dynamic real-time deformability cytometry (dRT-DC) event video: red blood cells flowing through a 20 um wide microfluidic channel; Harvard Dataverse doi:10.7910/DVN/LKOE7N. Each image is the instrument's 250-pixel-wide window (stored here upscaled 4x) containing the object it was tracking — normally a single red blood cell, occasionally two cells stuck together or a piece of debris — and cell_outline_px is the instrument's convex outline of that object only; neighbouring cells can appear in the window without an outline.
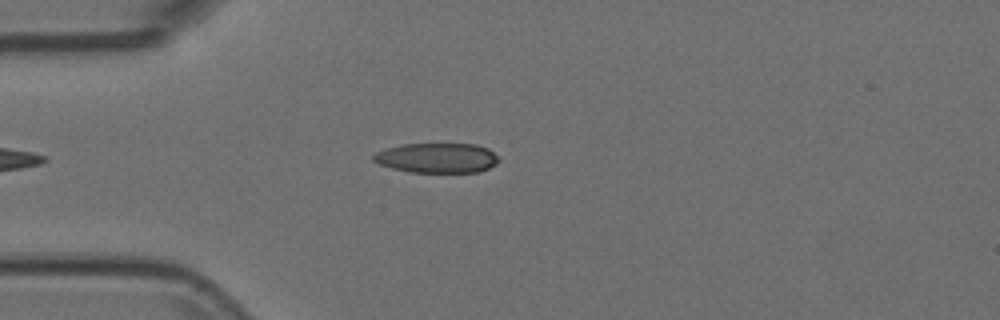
{"species": "Egyptian fruit bat (a non-hibernating species)", "species_latin": "Rousettus aegyptiacus", "temperature_condition": "room temperature", "stored_images_in_passage": 43, "camera_frame_rate_fps": 3000, "um_per_image_px": 0.085, "animal": {"sex": "female"}, "frame": {"image": 1, "passage_image": 7, "time_ms": 2.0, "image_size_px": [1000, 320], "cell_outline_px": [[500, 160], [496, 164], [488, 168], [476, 172], [412, 172], [392, 168], [380, 164], [372, 160], [372, 156], [376, 152], [400, 144], [476, 144], [488, 148]], "centroid_in_image_um": [37.14, 13.42], "position_along_channel_um": 47.9, "area_um2": 21.68}}
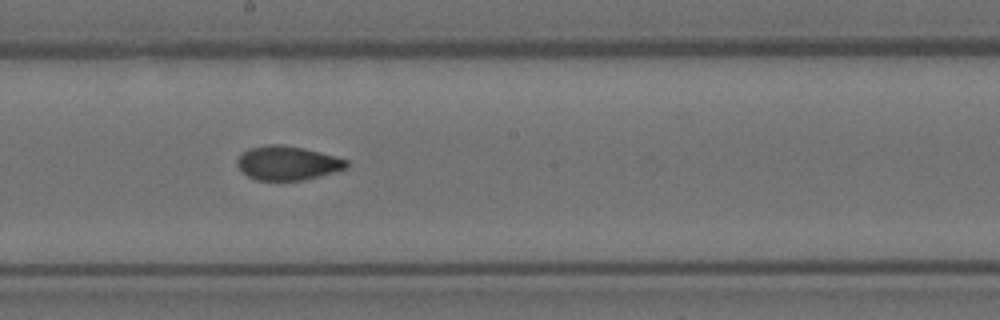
{"frame": {"image": 2, "passage_image": 22, "time_ms": 7.0, "image_size_px": [1000, 320], "cell_outline_px": [[348, 168], [320, 176], [304, 180], [256, 180], [248, 176], [236, 164], [236, 160], [248, 148], [268, 144], [280, 144], [304, 148], [320, 152], [348, 160]], "centroid_in_image_um": [24.45, 13.85], "position_along_channel_um": 223.7, "area_um2": 21.68}}
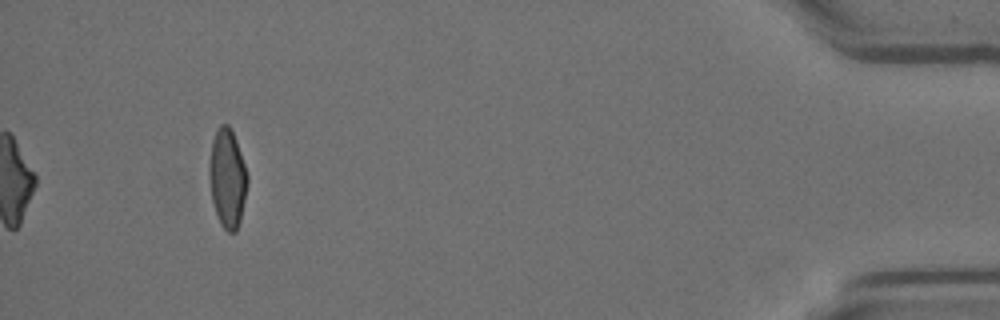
{"frame": {"image": 3, "passage_image": 43, "time_ms": 14.0, "image_size_px": [1000, 320], "cell_outline_px": [[248, 184], [240, 220], [236, 232], [228, 232], [220, 224], [212, 200], [208, 176], [208, 168], [212, 140], [216, 128], [220, 124], [228, 124], [232, 128], [248, 176]], "centroid_in_image_um": [19.31, 15.12], "position_along_channel_um": 415.9, "area_um2": 22.14}}